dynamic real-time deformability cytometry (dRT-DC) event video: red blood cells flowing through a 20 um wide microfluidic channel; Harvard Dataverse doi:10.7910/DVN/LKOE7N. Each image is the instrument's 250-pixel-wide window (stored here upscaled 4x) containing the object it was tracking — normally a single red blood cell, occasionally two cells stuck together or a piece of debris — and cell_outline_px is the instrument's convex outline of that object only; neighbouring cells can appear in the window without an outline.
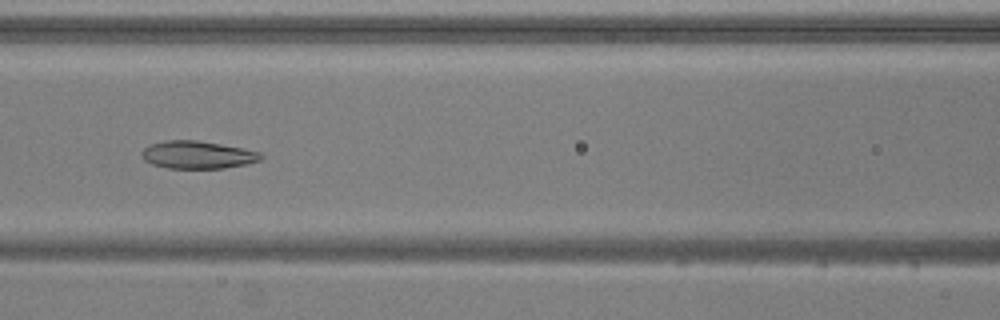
{"species": "common noctule bat (a hibernating species)", "species_latin": "Nyctalus noctula", "temperature_condition": "warm", "stored_images_in_passage": 53, "camera_frame_rate_fps": 3000, "um_per_image_px": 0.085, "animal": {"sex": "male", "body_mass_g": 20.5, "forearm_length_mm": 52.5}, "frame": {"image": 1, "passage_image": 23, "time_ms": 7.333, "image_size_px": [1000, 320], "cell_outline_px": [[264, 156], [260, 160], [248, 164], [224, 168], [168, 168], [152, 164], [144, 160], [140, 152], [148, 144], [164, 140], [196, 140], [244, 148], [260, 152]], "centroid_in_image_um": [16.78, 13.15], "position_along_channel_um": 149.8, "area_um2": 19.36}}
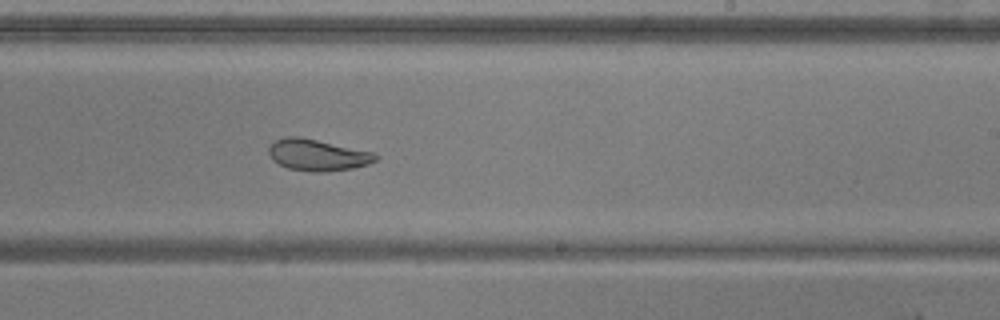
{"frame": {"image": 2, "passage_image": 32, "time_ms": 10.333, "image_size_px": [1000, 320], "cell_outline_px": [[380, 156], [376, 160], [368, 164], [352, 168], [320, 172], [312, 172], [288, 168], [272, 160], [268, 152], [268, 148], [276, 140], [284, 136], [300, 136], [372, 152]], "centroid_in_image_um": [26.97, 13.17], "position_along_channel_um": 262.0, "area_um2": 19.48}}
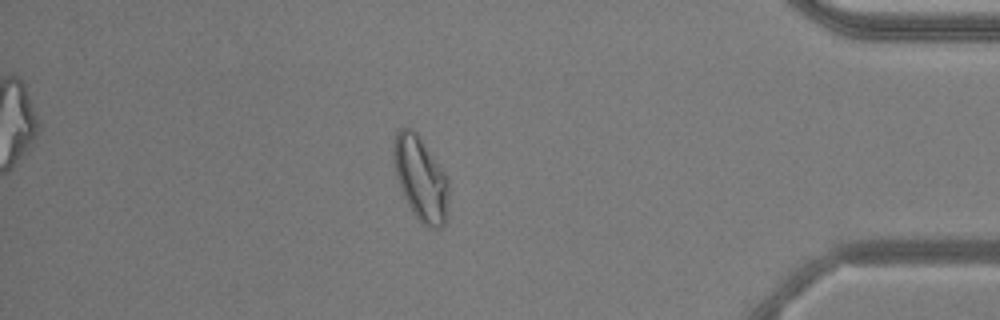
{"frame": {"image": 3, "passage_image": 46, "time_ms": 15.0, "image_size_px": [1000, 320], "cell_outline_px": [[448, 212], [444, 224], [440, 228], [428, 228], [412, 212], [400, 188], [396, 176], [392, 152], [392, 148], [396, 132], [400, 128], [412, 128], [416, 132], [448, 176]], "centroid_in_image_um": [35.76, 15.17], "position_along_channel_um": 399.4, "area_um2": 27.11}, "authors_computed_cell_mechanics": {"area_um2": 23.8714, "velocity_mm_per_s": 3.7461, "shape_relaxation_time_tau1_ms": null, "shape_relaxation_time_tau2_ms": 2.8968, "deformation_change_tau1": null, "deformation_change_tau2": 0.069}}